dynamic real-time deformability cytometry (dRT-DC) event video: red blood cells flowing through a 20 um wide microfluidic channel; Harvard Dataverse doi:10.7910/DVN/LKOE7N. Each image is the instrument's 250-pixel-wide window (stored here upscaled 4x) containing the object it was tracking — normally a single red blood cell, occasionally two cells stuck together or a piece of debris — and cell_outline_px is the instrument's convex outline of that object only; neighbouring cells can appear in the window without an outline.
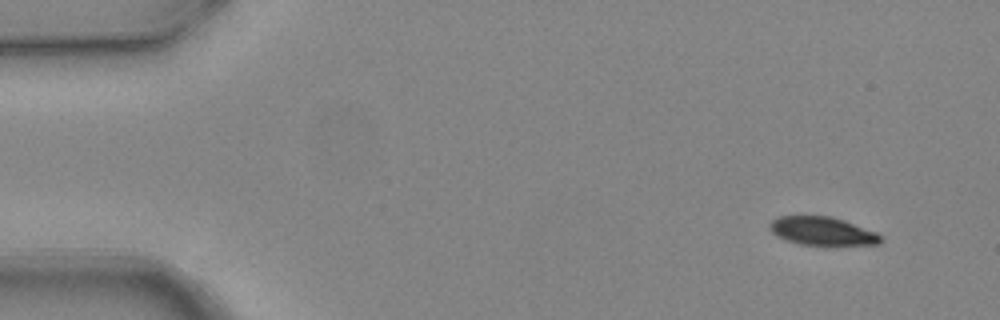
{"species": "common noctule bat (a hibernating species)", "species_latin": "Nyctalus noctula", "temperature_condition": "warm", "stored_images_in_passage": 4, "camera_frame_rate_fps": 3000, "um_per_image_px": 0.085, "animal": {"sex": "female", "body_mass_g": 24.6, "forearm_length_mm": 56.2}, "frame": {"image": 1, "passage_image": 1, "time_ms": 0.0, "image_size_px": [1000, 320], "cell_outline_px": [[884, 240], [880, 244], [800, 244], [776, 236], [768, 228], [768, 224], [772, 220], [780, 216], [832, 216], [844, 220], [876, 232]], "centroid_in_image_um": [69.87, 19.62], "position_along_channel_um": 15.1, "area_um2": 18.09}}
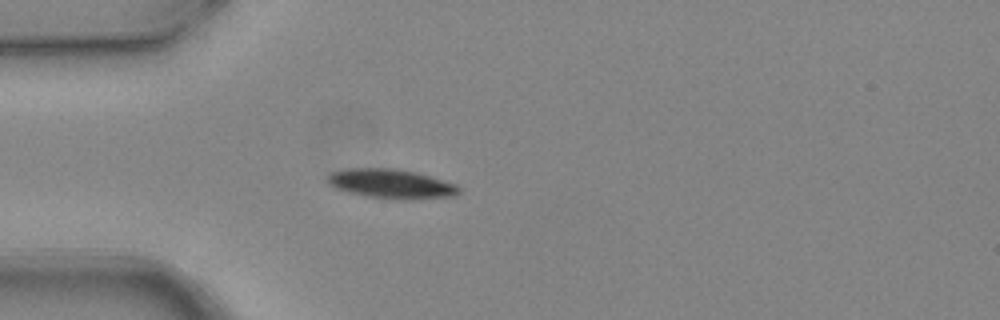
{"frame": {"image": 2, "passage_image": 4, "time_ms": 1.0, "image_size_px": [1000, 320], "cell_outline_px": [[460, 192], [456, 196], [364, 196], [348, 192], [336, 188], [328, 184], [328, 172], [348, 168], [396, 168], [428, 176], [456, 184], [460, 188]], "centroid_in_image_um": [33.13, 15.55], "position_along_channel_um": 51.9, "area_um2": 21.15}}